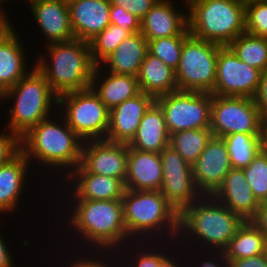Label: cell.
Listing matches in <instances>:
<instances>
[{
  "instance_id": "83f0119b",
  "label": "cell",
  "mask_w": 267,
  "mask_h": 267,
  "mask_svg": "<svg viewBox=\"0 0 267 267\" xmlns=\"http://www.w3.org/2000/svg\"><path fill=\"white\" fill-rule=\"evenodd\" d=\"M17 34L14 30L0 43V96L30 72L25 62L26 49Z\"/></svg>"
},
{
  "instance_id": "9c48e42d",
  "label": "cell",
  "mask_w": 267,
  "mask_h": 267,
  "mask_svg": "<svg viewBox=\"0 0 267 267\" xmlns=\"http://www.w3.org/2000/svg\"><path fill=\"white\" fill-rule=\"evenodd\" d=\"M223 46L189 34L175 71L178 90L211 93L216 80L218 52Z\"/></svg>"
},
{
  "instance_id": "e575fe53",
  "label": "cell",
  "mask_w": 267,
  "mask_h": 267,
  "mask_svg": "<svg viewBox=\"0 0 267 267\" xmlns=\"http://www.w3.org/2000/svg\"><path fill=\"white\" fill-rule=\"evenodd\" d=\"M243 170L257 201H267V153L261 150Z\"/></svg>"
},
{
  "instance_id": "8d00e7d4",
  "label": "cell",
  "mask_w": 267,
  "mask_h": 267,
  "mask_svg": "<svg viewBox=\"0 0 267 267\" xmlns=\"http://www.w3.org/2000/svg\"><path fill=\"white\" fill-rule=\"evenodd\" d=\"M245 31L257 37L267 38V1L245 5Z\"/></svg>"
},
{
  "instance_id": "f35d334b",
  "label": "cell",
  "mask_w": 267,
  "mask_h": 267,
  "mask_svg": "<svg viewBox=\"0 0 267 267\" xmlns=\"http://www.w3.org/2000/svg\"><path fill=\"white\" fill-rule=\"evenodd\" d=\"M8 131V134L0 133V165L10 162L21 152V138Z\"/></svg>"
},
{
  "instance_id": "7a4b0ae2",
  "label": "cell",
  "mask_w": 267,
  "mask_h": 267,
  "mask_svg": "<svg viewBox=\"0 0 267 267\" xmlns=\"http://www.w3.org/2000/svg\"><path fill=\"white\" fill-rule=\"evenodd\" d=\"M243 222L239 215L212 196L203 195L179 214L178 236L182 238L178 242L186 239L185 236H187V240H193L190 245L196 240L199 242L195 247L200 245L198 246L200 252L211 248L207 254L203 251L204 255H211L212 251L223 252Z\"/></svg>"
},
{
  "instance_id": "9a60e30c",
  "label": "cell",
  "mask_w": 267,
  "mask_h": 267,
  "mask_svg": "<svg viewBox=\"0 0 267 267\" xmlns=\"http://www.w3.org/2000/svg\"><path fill=\"white\" fill-rule=\"evenodd\" d=\"M231 169L232 165L224 140L213 136L192 164L197 189L202 195L211 196Z\"/></svg>"
},
{
  "instance_id": "db71d44e",
  "label": "cell",
  "mask_w": 267,
  "mask_h": 267,
  "mask_svg": "<svg viewBox=\"0 0 267 267\" xmlns=\"http://www.w3.org/2000/svg\"><path fill=\"white\" fill-rule=\"evenodd\" d=\"M67 3L71 2V1H75V0H65Z\"/></svg>"
},
{
  "instance_id": "484cf974",
  "label": "cell",
  "mask_w": 267,
  "mask_h": 267,
  "mask_svg": "<svg viewBox=\"0 0 267 267\" xmlns=\"http://www.w3.org/2000/svg\"><path fill=\"white\" fill-rule=\"evenodd\" d=\"M148 49V41L140 33L129 35L117 46L115 51L99 65L108 72L137 76ZM110 68V69H109Z\"/></svg>"
},
{
  "instance_id": "d4e9b609",
  "label": "cell",
  "mask_w": 267,
  "mask_h": 267,
  "mask_svg": "<svg viewBox=\"0 0 267 267\" xmlns=\"http://www.w3.org/2000/svg\"><path fill=\"white\" fill-rule=\"evenodd\" d=\"M29 162L20 152L10 162L0 165V215L12 213L18 207L20 195L26 183Z\"/></svg>"
},
{
  "instance_id": "4fadbf2b",
  "label": "cell",
  "mask_w": 267,
  "mask_h": 267,
  "mask_svg": "<svg viewBox=\"0 0 267 267\" xmlns=\"http://www.w3.org/2000/svg\"><path fill=\"white\" fill-rule=\"evenodd\" d=\"M262 71L242 62L228 47L218 52L216 80L212 95L254 98Z\"/></svg>"
},
{
  "instance_id": "f5cc1de1",
  "label": "cell",
  "mask_w": 267,
  "mask_h": 267,
  "mask_svg": "<svg viewBox=\"0 0 267 267\" xmlns=\"http://www.w3.org/2000/svg\"><path fill=\"white\" fill-rule=\"evenodd\" d=\"M184 2L183 3H185L184 5H183V7L185 6L186 8H188V5L192 2V1H194V0H183Z\"/></svg>"
},
{
  "instance_id": "b9f144b4",
  "label": "cell",
  "mask_w": 267,
  "mask_h": 267,
  "mask_svg": "<svg viewBox=\"0 0 267 267\" xmlns=\"http://www.w3.org/2000/svg\"><path fill=\"white\" fill-rule=\"evenodd\" d=\"M255 104L261 116L267 115V68L261 73L258 91L254 97Z\"/></svg>"
},
{
  "instance_id": "7bdbcfd3",
  "label": "cell",
  "mask_w": 267,
  "mask_h": 267,
  "mask_svg": "<svg viewBox=\"0 0 267 267\" xmlns=\"http://www.w3.org/2000/svg\"><path fill=\"white\" fill-rule=\"evenodd\" d=\"M233 267H267V260L263 254L250 258L227 259Z\"/></svg>"
},
{
  "instance_id": "7dc6e473",
  "label": "cell",
  "mask_w": 267,
  "mask_h": 267,
  "mask_svg": "<svg viewBox=\"0 0 267 267\" xmlns=\"http://www.w3.org/2000/svg\"><path fill=\"white\" fill-rule=\"evenodd\" d=\"M14 27L12 26V23L9 22V18L7 17V14L5 15V11L1 9L0 11V43L8 37L13 31Z\"/></svg>"
},
{
  "instance_id": "ee69618b",
  "label": "cell",
  "mask_w": 267,
  "mask_h": 267,
  "mask_svg": "<svg viewBox=\"0 0 267 267\" xmlns=\"http://www.w3.org/2000/svg\"><path fill=\"white\" fill-rule=\"evenodd\" d=\"M267 237V201L261 202L250 220Z\"/></svg>"
},
{
  "instance_id": "1f68e13d",
  "label": "cell",
  "mask_w": 267,
  "mask_h": 267,
  "mask_svg": "<svg viewBox=\"0 0 267 267\" xmlns=\"http://www.w3.org/2000/svg\"><path fill=\"white\" fill-rule=\"evenodd\" d=\"M228 47L246 64L261 71L267 68V38L240 34Z\"/></svg>"
},
{
  "instance_id": "d590c367",
  "label": "cell",
  "mask_w": 267,
  "mask_h": 267,
  "mask_svg": "<svg viewBox=\"0 0 267 267\" xmlns=\"http://www.w3.org/2000/svg\"><path fill=\"white\" fill-rule=\"evenodd\" d=\"M159 242L160 241H156V243L158 244V246H157V248H156V245L154 244L155 242L153 241V243L152 242H150L151 243V245H146V244H149V242H145V244H143L142 243V241H141V244H140V246L139 247H135V249L137 248V249H140V250H133L132 252H133V254L131 255V253H125L124 254V252L126 251V249H128V245H126V246H123V248H124V250H123V252H122V254L125 256L126 254H129V258H125L122 254H121V256L125 259L124 261L126 262L125 264L127 265V266H123V267H159V264H160V262L168 255V253L167 254H165L163 251H161V250H165V252H166V248L167 247H165L164 246V242H163V240L161 241L162 243H160L159 244ZM154 244V245H153ZM144 245V246H143ZM152 245H153V247H152ZM159 245H163L164 246V248H162V246L160 247ZM146 246H147V249H146ZM151 247V251H150V249L149 248ZM141 248H142V250H141ZM153 248H155V249H153ZM158 248H161V249H159L158 250ZM147 250V251H146ZM135 251V252H134ZM150 251V252H149ZM139 252V253H138ZM138 255H137V254ZM135 255V256H134ZM137 255V256H136ZM135 258H134V257ZM132 257V258H131ZM137 258V259H136ZM127 259H130L129 261L127 260ZM127 260V261H126ZM128 262V263H127ZM131 262V263H130ZM133 262V263H132ZM130 263V264H129ZM118 267H119V265H117Z\"/></svg>"
},
{
  "instance_id": "74e56055",
  "label": "cell",
  "mask_w": 267,
  "mask_h": 267,
  "mask_svg": "<svg viewBox=\"0 0 267 267\" xmlns=\"http://www.w3.org/2000/svg\"><path fill=\"white\" fill-rule=\"evenodd\" d=\"M110 23L122 27L130 35L140 32V19L119 6H110Z\"/></svg>"
},
{
  "instance_id": "8992f818",
  "label": "cell",
  "mask_w": 267,
  "mask_h": 267,
  "mask_svg": "<svg viewBox=\"0 0 267 267\" xmlns=\"http://www.w3.org/2000/svg\"><path fill=\"white\" fill-rule=\"evenodd\" d=\"M5 99H15L14 105L9 109V122L5 130L12 131L20 138L42 120L50 117L53 114L52 107H55V110L58 107V96L35 66L0 96V101Z\"/></svg>"
},
{
  "instance_id": "8fae6325",
  "label": "cell",
  "mask_w": 267,
  "mask_h": 267,
  "mask_svg": "<svg viewBox=\"0 0 267 267\" xmlns=\"http://www.w3.org/2000/svg\"><path fill=\"white\" fill-rule=\"evenodd\" d=\"M261 114L254 98L211 94V125L214 137L233 133L260 134Z\"/></svg>"
},
{
  "instance_id": "d6986e66",
  "label": "cell",
  "mask_w": 267,
  "mask_h": 267,
  "mask_svg": "<svg viewBox=\"0 0 267 267\" xmlns=\"http://www.w3.org/2000/svg\"><path fill=\"white\" fill-rule=\"evenodd\" d=\"M211 196L244 221H250L255 216L260 204L254 197L244 170L239 168H232Z\"/></svg>"
},
{
  "instance_id": "816d5d0a",
  "label": "cell",
  "mask_w": 267,
  "mask_h": 267,
  "mask_svg": "<svg viewBox=\"0 0 267 267\" xmlns=\"http://www.w3.org/2000/svg\"><path fill=\"white\" fill-rule=\"evenodd\" d=\"M263 256L264 258L267 260V237L265 238V241H264V246H263Z\"/></svg>"
},
{
  "instance_id": "f1b7e54d",
  "label": "cell",
  "mask_w": 267,
  "mask_h": 267,
  "mask_svg": "<svg viewBox=\"0 0 267 267\" xmlns=\"http://www.w3.org/2000/svg\"><path fill=\"white\" fill-rule=\"evenodd\" d=\"M266 236L251 222L244 221L223 251L226 259H240L263 253Z\"/></svg>"
},
{
  "instance_id": "d6a6232c",
  "label": "cell",
  "mask_w": 267,
  "mask_h": 267,
  "mask_svg": "<svg viewBox=\"0 0 267 267\" xmlns=\"http://www.w3.org/2000/svg\"><path fill=\"white\" fill-rule=\"evenodd\" d=\"M129 35L122 27L114 24L108 25L103 31L95 35L88 41L93 63L99 65Z\"/></svg>"
},
{
  "instance_id": "5b68a950",
  "label": "cell",
  "mask_w": 267,
  "mask_h": 267,
  "mask_svg": "<svg viewBox=\"0 0 267 267\" xmlns=\"http://www.w3.org/2000/svg\"><path fill=\"white\" fill-rule=\"evenodd\" d=\"M46 46L50 60H47V53L45 56L42 54L44 58L40 56L34 65L57 96L91 88L96 65L91 59L87 41L74 38Z\"/></svg>"
},
{
  "instance_id": "603a6c76",
  "label": "cell",
  "mask_w": 267,
  "mask_h": 267,
  "mask_svg": "<svg viewBox=\"0 0 267 267\" xmlns=\"http://www.w3.org/2000/svg\"><path fill=\"white\" fill-rule=\"evenodd\" d=\"M101 69L105 68H100V65L95 66L91 88L109 110L141 92L136 76L115 74L112 72H107V75L104 72V75L102 76L103 72H100L102 71ZM100 75L103 78L100 77Z\"/></svg>"
},
{
  "instance_id": "30bf717a",
  "label": "cell",
  "mask_w": 267,
  "mask_h": 267,
  "mask_svg": "<svg viewBox=\"0 0 267 267\" xmlns=\"http://www.w3.org/2000/svg\"><path fill=\"white\" fill-rule=\"evenodd\" d=\"M155 102L163 110L169 134L190 129H210L211 93L174 91Z\"/></svg>"
},
{
  "instance_id": "60d3db41",
  "label": "cell",
  "mask_w": 267,
  "mask_h": 267,
  "mask_svg": "<svg viewBox=\"0 0 267 267\" xmlns=\"http://www.w3.org/2000/svg\"><path fill=\"white\" fill-rule=\"evenodd\" d=\"M100 252L101 253L97 255V252L95 251L94 252V258L92 256L93 253L92 254L90 253L91 256L90 255L88 256L85 253V257L84 258H82V257L81 258H78L79 260H77V258H75L76 260L74 259V261L71 262L70 265H68V266L66 265V267H112V266L115 267L114 264L113 265L112 264L110 265L109 264L110 262H108V263L106 262V259L107 258H105V261H104L103 259H104L105 255L107 256V254L102 253V251H100ZM95 254H96V256H95ZM101 254L104 255V257L103 256L101 257L100 256ZM86 256H88V257H86ZM89 257H90V259H89Z\"/></svg>"
},
{
  "instance_id": "cb8c5ba5",
  "label": "cell",
  "mask_w": 267,
  "mask_h": 267,
  "mask_svg": "<svg viewBox=\"0 0 267 267\" xmlns=\"http://www.w3.org/2000/svg\"><path fill=\"white\" fill-rule=\"evenodd\" d=\"M169 138L163 110L154 102L142 117L128 146L139 151L160 153L169 145Z\"/></svg>"
},
{
  "instance_id": "4dcf8cb0",
  "label": "cell",
  "mask_w": 267,
  "mask_h": 267,
  "mask_svg": "<svg viewBox=\"0 0 267 267\" xmlns=\"http://www.w3.org/2000/svg\"><path fill=\"white\" fill-rule=\"evenodd\" d=\"M213 137L210 129H190L170 134L171 146L186 162L192 165Z\"/></svg>"
},
{
  "instance_id": "bcb514c9",
  "label": "cell",
  "mask_w": 267,
  "mask_h": 267,
  "mask_svg": "<svg viewBox=\"0 0 267 267\" xmlns=\"http://www.w3.org/2000/svg\"><path fill=\"white\" fill-rule=\"evenodd\" d=\"M5 241L0 235V267H13V258Z\"/></svg>"
},
{
  "instance_id": "5bb4252c",
  "label": "cell",
  "mask_w": 267,
  "mask_h": 267,
  "mask_svg": "<svg viewBox=\"0 0 267 267\" xmlns=\"http://www.w3.org/2000/svg\"><path fill=\"white\" fill-rule=\"evenodd\" d=\"M129 146L106 139L83 141L81 165L89 172L125 182Z\"/></svg>"
},
{
  "instance_id": "f6af8a7d",
  "label": "cell",
  "mask_w": 267,
  "mask_h": 267,
  "mask_svg": "<svg viewBox=\"0 0 267 267\" xmlns=\"http://www.w3.org/2000/svg\"><path fill=\"white\" fill-rule=\"evenodd\" d=\"M212 254H214L213 255V257H215V259H212V261H211V258L209 259V257L208 256H206L207 258L205 259V257H203L204 258V260H199L200 262H202V263H200V267H227L230 263H229V261L225 258V255L223 254V252H218V254H217V252H216V254H215V252H213ZM217 258V259H216Z\"/></svg>"
},
{
  "instance_id": "6da1fadb",
  "label": "cell",
  "mask_w": 267,
  "mask_h": 267,
  "mask_svg": "<svg viewBox=\"0 0 267 267\" xmlns=\"http://www.w3.org/2000/svg\"><path fill=\"white\" fill-rule=\"evenodd\" d=\"M72 198V199H71ZM74 208L67 223L74 228V234L88 243L95 251H104L109 256L118 255L123 246L134 242L127 233L123 218L122 199L89 200L74 199L70 196ZM76 233V234H75ZM125 242V243H124ZM90 243V244H89ZM124 243V244H123ZM123 244V245H122ZM119 246V247H118ZM122 246V248H121ZM97 247V250L95 249ZM121 248V249H118ZM117 249V251H115ZM110 251V252H109ZM112 252V253H111ZM117 252V253H116Z\"/></svg>"
},
{
  "instance_id": "c3c4849f",
  "label": "cell",
  "mask_w": 267,
  "mask_h": 267,
  "mask_svg": "<svg viewBox=\"0 0 267 267\" xmlns=\"http://www.w3.org/2000/svg\"><path fill=\"white\" fill-rule=\"evenodd\" d=\"M260 140L262 151L267 153V115L261 117Z\"/></svg>"
},
{
  "instance_id": "4316f807",
  "label": "cell",
  "mask_w": 267,
  "mask_h": 267,
  "mask_svg": "<svg viewBox=\"0 0 267 267\" xmlns=\"http://www.w3.org/2000/svg\"><path fill=\"white\" fill-rule=\"evenodd\" d=\"M136 77L140 91L154 99L178 90L175 70L148 52Z\"/></svg>"
},
{
  "instance_id": "ac0fdd59",
  "label": "cell",
  "mask_w": 267,
  "mask_h": 267,
  "mask_svg": "<svg viewBox=\"0 0 267 267\" xmlns=\"http://www.w3.org/2000/svg\"><path fill=\"white\" fill-rule=\"evenodd\" d=\"M32 16L47 38V45L73 40L68 3L65 0H35L29 4Z\"/></svg>"
},
{
  "instance_id": "f546056e",
  "label": "cell",
  "mask_w": 267,
  "mask_h": 267,
  "mask_svg": "<svg viewBox=\"0 0 267 267\" xmlns=\"http://www.w3.org/2000/svg\"><path fill=\"white\" fill-rule=\"evenodd\" d=\"M232 168L244 169L262 150L260 134L233 133L222 138Z\"/></svg>"
},
{
  "instance_id": "3957f363",
  "label": "cell",
  "mask_w": 267,
  "mask_h": 267,
  "mask_svg": "<svg viewBox=\"0 0 267 267\" xmlns=\"http://www.w3.org/2000/svg\"><path fill=\"white\" fill-rule=\"evenodd\" d=\"M121 201L123 204L124 224L128 236L136 242V246L141 241L143 242L147 239V241H150V239L157 240L161 236L163 238L166 236V240L169 238L171 241H174L175 238L179 239V214L168 203L160 190L138 191L125 189ZM154 234L157 238H152Z\"/></svg>"
},
{
  "instance_id": "2e32d148",
  "label": "cell",
  "mask_w": 267,
  "mask_h": 267,
  "mask_svg": "<svg viewBox=\"0 0 267 267\" xmlns=\"http://www.w3.org/2000/svg\"><path fill=\"white\" fill-rule=\"evenodd\" d=\"M173 0H159L140 20V33L147 41L170 36H188V9L186 14L176 10ZM182 12V13H181Z\"/></svg>"
},
{
  "instance_id": "836d02e7",
  "label": "cell",
  "mask_w": 267,
  "mask_h": 267,
  "mask_svg": "<svg viewBox=\"0 0 267 267\" xmlns=\"http://www.w3.org/2000/svg\"><path fill=\"white\" fill-rule=\"evenodd\" d=\"M187 36H170L148 41V53L159 58L167 66L176 71Z\"/></svg>"
},
{
  "instance_id": "ffe728a7",
  "label": "cell",
  "mask_w": 267,
  "mask_h": 267,
  "mask_svg": "<svg viewBox=\"0 0 267 267\" xmlns=\"http://www.w3.org/2000/svg\"><path fill=\"white\" fill-rule=\"evenodd\" d=\"M76 39L89 41L110 25V0H75L68 3Z\"/></svg>"
},
{
  "instance_id": "277c9868",
  "label": "cell",
  "mask_w": 267,
  "mask_h": 267,
  "mask_svg": "<svg viewBox=\"0 0 267 267\" xmlns=\"http://www.w3.org/2000/svg\"><path fill=\"white\" fill-rule=\"evenodd\" d=\"M50 117L42 120L21 137V152L30 162L37 159L43 166L63 169L70 174L81 164L83 140L68 126L65 119L57 123ZM61 123V124H59ZM65 169V171H64ZM69 169V170H66ZM68 171V172H67Z\"/></svg>"
},
{
  "instance_id": "52a82bcc",
  "label": "cell",
  "mask_w": 267,
  "mask_h": 267,
  "mask_svg": "<svg viewBox=\"0 0 267 267\" xmlns=\"http://www.w3.org/2000/svg\"><path fill=\"white\" fill-rule=\"evenodd\" d=\"M188 29L199 39L228 46L245 33V5L238 0H194L188 5Z\"/></svg>"
},
{
  "instance_id": "44dd1931",
  "label": "cell",
  "mask_w": 267,
  "mask_h": 267,
  "mask_svg": "<svg viewBox=\"0 0 267 267\" xmlns=\"http://www.w3.org/2000/svg\"><path fill=\"white\" fill-rule=\"evenodd\" d=\"M162 178L160 153L139 151L129 147L125 189L157 191L162 185Z\"/></svg>"
},
{
  "instance_id": "e0dca14e",
  "label": "cell",
  "mask_w": 267,
  "mask_h": 267,
  "mask_svg": "<svg viewBox=\"0 0 267 267\" xmlns=\"http://www.w3.org/2000/svg\"><path fill=\"white\" fill-rule=\"evenodd\" d=\"M154 102L152 96L140 92L112 108L106 140L129 144L137 132L142 117Z\"/></svg>"
},
{
  "instance_id": "ba28073f",
  "label": "cell",
  "mask_w": 267,
  "mask_h": 267,
  "mask_svg": "<svg viewBox=\"0 0 267 267\" xmlns=\"http://www.w3.org/2000/svg\"><path fill=\"white\" fill-rule=\"evenodd\" d=\"M57 105L60 117L83 141L106 139L110 110L92 88L64 93Z\"/></svg>"
},
{
  "instance_id": "7c38bea8",
  "label": "cell",
  "mask_w": 267,
  "mask_h": 267,
  "mask_svg": "<svg viewBox=\"0 0 267 267\" xmlns=\"http://www.w3.org/2000/svg\"><path fill=\"white\" fill-rule=\"evenodd\" d=\"M160 157L163 168L160 192L180 214L203 195L195 185L192 165L186 162L171 146L165 147L160 152Z\"/></svg>"
},
{
  "instance_id": "ab89813d",
  "label": "cell",
  "mask_w": 267,
  "mask_h": 267,
  "mask_svg": "<svg viewBox=\"0 0 267 267\" xmlns=\"http://www.w3.org/2000/svg\"><path fill=\"white\" fill-rule=\"evenodd\" d=\"M159 0H110L111 6H119L134 14L140 20Z\"/></svg>"
},
{
  "instance_id": "f907efd6",
  "label": "cell",
  "mask_w": 267,
  "mask_h": 267,
  "mask_svg": "<svg viewBox=\"0 0 267 267\" xmlns=\"http://www.w3.org/2000/svg\"><path fill=\"white\" fill-rule=\"evenodd\" d=\"M240 3L247 5L253 2H259V1H267V0H238Z\"/></svg>"
},
{
  "instance_id": "7402d4cb",
  "label": "cell",
  "mask_w": 267,
  "mask_h": 267,
  "mask_svg": "<svg viewBox=\"0 0 267 267\" xmlns=\"http://www.w3.org/2000/svg\"><path fill=\"white\" fill-rule=\"evenodd\" d=\"M65 178L70 179L71 188L75 186L71 192L75 199H122L125 192V185L120 179L89 173L81 164Z\"/></svg>"
},
{
  "instance_id": "681fc988",
  "label": "cell",
  "mask_w": 267,
  "mask_h": 267,
  "mask_svg": "<svg viewBox=\"0 0 267 267\" xmlns=\"http://www.w3.org/2000/svg\"><path fill=\"white\" fill-rule=\"evenodd\" d=\"M174 260V258L172 259L171 256L169 257L168 255L160 262L159 267H182L180 265L182 263L181 261L180 263H177Z\"/></svg>"
}]
</instances>
